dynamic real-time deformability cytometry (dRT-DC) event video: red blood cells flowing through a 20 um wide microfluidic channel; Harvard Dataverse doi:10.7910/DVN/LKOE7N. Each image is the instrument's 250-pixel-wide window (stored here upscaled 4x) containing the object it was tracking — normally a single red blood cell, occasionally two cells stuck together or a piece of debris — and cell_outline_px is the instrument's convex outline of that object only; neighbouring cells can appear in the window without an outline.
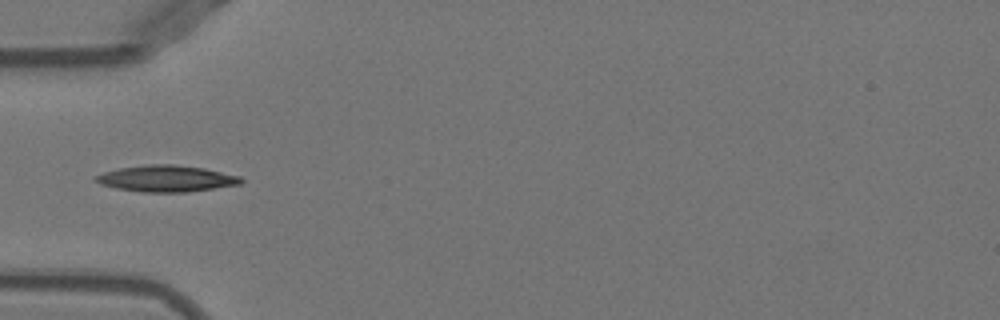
{"species": "Egyptian fruit bat (a non-hibernating species)", "species_latin": "Rousettus aegyptiacus", "temperature_condition": "warm", "stored_images_in_passage": 35, "camera_frame_rate_fps": 3000, "um_per_image_px": 0.085, "animal": {"sex": "female"}, "frame": {"image": 1, "passage_image": 1, "time_ms": 0.0, "image_size_px": [1000, 320], "cell_outline_px": [[244, 180], [240, 184], [188, 192], [140, 192], [116, 188], [100, 184], [92, 180], [92, 176], [104, 172], [120, 168], [148, 164], [172, 164], [204, 168], [240, 176]], "centroid_in_image_um": [14.1, 15.18], "position_along_channel_um": 70.9, "area_um2": 22.43}}
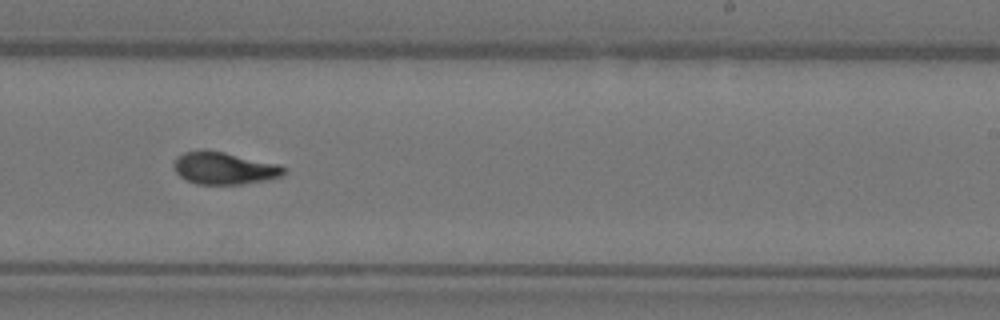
{"frame": {"image": 2, "passage_image": 16, "time_ms": 5.0, "image_size_px": [1000, 320], "cell_outline_px": [[288, 172], [280, 176], [268, 180], [240, 184], [196, 184], [180, 176], [176, 172], [172, 164], [176, 156], [184, 152], [204, 148], [224, 152], [280, 164], [288, 168]], "centroid_in_image_um": [19.06, 14.28], "position_along_channel_um": 269.9, "area_um2": 21.1}}
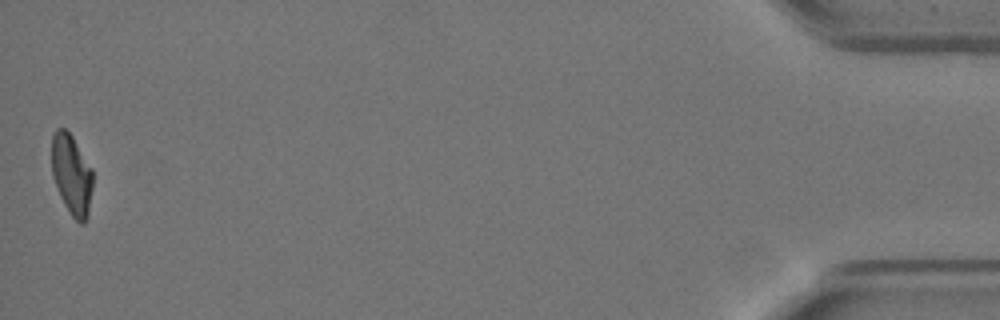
{"frame": {"image": 3, "passage_image": 35, "time_ms": 11.333, "image_size_px": [1000, 320], "cell_outline_px": [[92, 188], [88, 216], [84, 224], [80, 224], [72, 216], [64, 204], [60, 196], [52, 176], [52, 136], [56, 128], [64, 128], [72, 136], [92, 168]], "centroid_in_image_um": [6.09, 14.85], "position_along_channel_um": 429.1, "area_um2": 19.25}, "authors_computed_cell_mechanics": {"area_um2": 20.2878, "velocity_mm_per_s": 3.9667, "shape_relaxation_time_tau1_ms": 7.671, "shape_relaxation_time_tau2_ms": 1.7659, "deformation_change_tau1": 0.2495, "deformation_change_tau2": 0.0705}}